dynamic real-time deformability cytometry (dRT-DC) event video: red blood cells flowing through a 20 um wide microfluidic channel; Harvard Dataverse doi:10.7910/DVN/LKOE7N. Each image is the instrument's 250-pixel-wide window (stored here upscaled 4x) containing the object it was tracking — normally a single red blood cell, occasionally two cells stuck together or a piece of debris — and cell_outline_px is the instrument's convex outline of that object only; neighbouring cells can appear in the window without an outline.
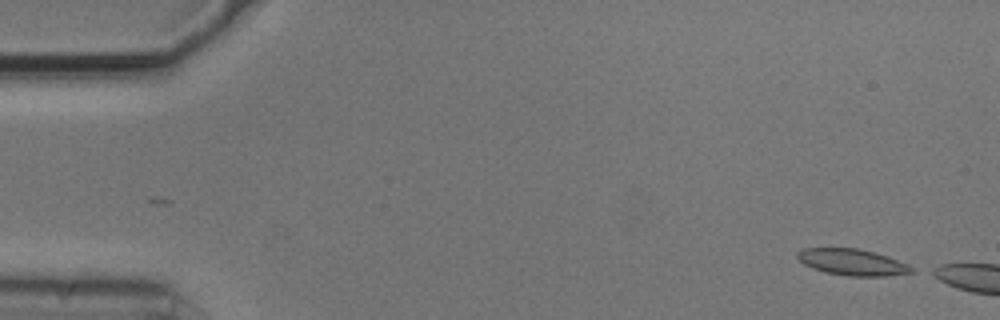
{"species": "common noctule bat (a hibernating species)", "species_latin": "Nyctalus noctula", "temperature_condition": "cold", "stored_images_in_passage": 2, "camera_frame_rate_fps": 3000, "um_per_image_px": 0.085, "animal": {"sex": "male", "body_mass_g": 20.5, "forearm_length_mm": 52.5}, "frame": {"image": 1, "passage_image": 2, "time_ms": 0.333, "image_size_px": [1000, 320], "cell_outline_px": [[916, 268], [912, 272], [888, 276], [848, 276], [824, 272], [812, 268], [804, 264], [796, 256], [796, 252], [804, 248], [860, 248], [888, 256], [908, 264]], "centroid_in_image_um": [72.46, 22.28], "position_along_channel_um": 12.5, "area_um2": 17.69}}